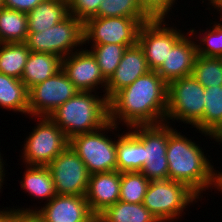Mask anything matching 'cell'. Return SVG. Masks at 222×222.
I'll list each match as a JSON object with an SVG mask.
<instances>
[{
  "instance_id": "cell-1",
  "label": "cell",
  "mask_w": 222,
  "mask_h": 222,
  "mask_svg": "<svg viewBox=\"0 0 222 222\" xmlns=\"http://www.w3.org/2000/svg\"><path fill=\"white\" fill-rule=\"evenodd\" d=\"M168 84L156 71L138 77L109 100V121L130 128L165 122Z\"/></svg>"
},
{
  "instance_id": "cell-2",
  "label": "cell",
  "mask_w": 222,
  "mask_h": 222,
  "mask_svg": "<svg viewBox=\"0 0 222 222\" xmlns=\"http://www.w3.org/2000/svg\"><path fill=\"white\" fill-rule=\"evenodd\" d=\"M178 131L176 129L169 136L167 143L169 179L184 183L202 200L205 198L203 191L205 194L206 190H215L216 167L199 143Z\"/></svg>"
},
{
  "instance_id": "cell-3",
  "label": "cell",
  "mask_w": 222,
  "mask_h": 222,
  "mask_svg": "<svg viewBox=\"0 0 222 222\" xmlns=\"http://www.w3.org/2000/svg\"><path fill=\"white\" fill-rule=\"evenodd\" d=\"M99 93L79 91L49 115L68 139L96 131L109 122V100Z\"/></svg>"
},
{
  "instance_id": "cell-4",
  "label": "cell",
  "mask_w": 222,
  "mask_h": 222,
  "mask_svg": "<svg viewBox=\"0 0 222 222\" xmlns=\"http://www.w3.org/2000/svg\"><path fill=\"white\" fill-rule=\"evenodd\" d=\"M119 130L121 131L119 126L109 121L96 131L78 134L69 139V145L84 162L90 174L117 170L116 138L121 133H116ZM109 131L113 135L109 136Z\"/></svg>"
},
{
  "instance_id": "cell-5",
  "label": "cell",
  "mask_w": 222,
  "mask_h": 222,
  "mask_svg": "<svg viewBox=\"0 0 222 222\" xmlns=\"http://www.w3.org/2000/svg\"><path fill=\"white\" fill-rule=\"evenodd\" d=\"M198 200L200 197L184 183L166 179L150 182L143 205L159 222H176Z\"/></svg>"
},
{
  "instance_id": "cell-6",
  "label": "cell",
  "mask_w": 222,
  "mask_h": 222,
  "mask_svg": "<svg viewBox=\"0 0 222 222\" xmlns=\"http://www.w3.org/2000/svg\"><path fill=\"white\" fill-rule=\"evenodd\" d=\"M29 119L35 122L37 119V123L21 146L22 164L48 166L69 146V139L50 117L29 116Z\"/></svg>"
},
{
  "instance_id": "cell-7",
  "label": "cell",
  "mask_w": 222,
  "mask_h": 222,
  "mask_svg": "<svg viewBox=\"0 0 222 222\" xmlns=\"http://www.w3.org/2000/svg\"><path fill=\"white\" fill-rule=\"evenodd\" d=\"M25 44L31 52L55 54L63 59L83 48L84 22L69 14L53 27L28 33Z\"/></svg>"
},
{
  "instance_id": "cell-8",
  "label": "cell",
  "mask_w": 222,
  "mask_h": 222,
  "mask_svg": "<svg viewBox=\"0 0 222 222\" xmlns=\"http://www.w3.org/2000/svg\"><path fill=\"white\" fill-rule=\"evenodd\" d=\"M205 88L193 77L185 76L168 84L165 122L186 123L194 127L204 115ZM172 120V121H170Z\"/></svg>"
},
{
  "instance_id": "cell-9",
  "label": "cell",
  "mask_w": 222,
  "mask_h": 222,
  "mask_svg": "<svg viewBox=\"0 0 222 222\" xmlns=\"http://www.w3.org/2000/svg\"><path fill=\"white\" fill-rule=\"evenodd\" d=\"M172 126L164 122L129 128L144 143V166L141 173L150 182L169 179L167 143L169 136L177 129Z\"/></svg>"
},
{
  "instance_id": "cell-10",
  "label": "cell",
  "mask_w": 222,
  "mask_h": 222,
  "mask_svg": "<svg viewBox=\"0 0 222 222\" xmlns=\"http://www.w3.org/2000/svg\"><path fill=\"white\" fill-rule=\"evenodd\" d=\"M150 20L151 18L91 17L84 22V45L114 43L134 46L138 42L140 27Z\"/></svg>"
},
{
  "instance_id": "cell-11",
  "label": "cell",
  "mask_w": 222,
  "mask_h": 222,
  "mask_svg": "<svg viewBox=\"0 0 222 222\" xmlns=\"http://www.w3.org/2000/svg\"><path fill=\"white\" fill-rule=\"evenodd\" d=\"M168 23L166 19H151L139 29L137 43L144 52L150 71H157L161 67L169 51L186 34Z\"/></svg>"
},
{
  "instance_id": "cell-12",
  "label": "cell",
  "mask_w": 222,
  "mask_h": 222,
  "mask_svg": "<svg viewBox=\"0 0 222 222\" xmlns=\"http://www.w3.org/2000/svg\"><path fill=\"white\" fill-rule=\"evenodd\" d=\"M79 90L61 69L28 90L29 116H48Z\"/></svg>"
},
{
  "instance_id": "cell-13",
  "label": "cell",
  "mask_w": 222,
  "mask_h": 222,
  "mask_svg": "<svg viewBox=\"0 0 222 222\" xmlns=\"http://www.w3.org/2000/svg\"><path fill=\"white\" fill-rule=\"evenodd\" d=\"M57 195L85 196L90 173L69 145L48 166Z\"/></svg>"
},
{
  "instance_id": "cell-14",
  "label": "cell",
  "mask_w": 222,
  "mask_h": 222,
  "mask_svg": "<svg viewBox=\"0 0 222 222\" xmlns=\"http://www.w3.org/2000/svg\"><path fill=\"white\" fill-rule=\"evenodd\" d=\"M62 70L79 91L96 92L101 89L100 92L105 95L107 80L86 46L64 57Z\"/></svg>"
},
{
  "instance_id": "cell-15",
  "label": "cell",
  "mask_w": 222,
  "mask_h": 222,
  "mask_svg": "<svg viewBox=\"0 0 222 222\" xmlns=\"http://www.w3.org/2000/svg\"><path fill=\"white\" fill-rule=\"evenodd\" d=\"M36 206L14 209L36 211L46 222H89L95 217L85 196L56 195L41 207Z\"/></svg>"
},
{
  "instance_id": "cell-16",
  "label": "cell",
  "mask_w": 222,
  "mask_h": 222,
  "mask_svg": "<svg viewBox=\"0 0 222 222\" xmlns=\"http://www.w3.org/2000/svg\"><path fill=\"white\" fill-rule=\"evenodd\" d=\"M186 30V34L173 46L166 60L156 71L167 84L192 75L197 47L194 36Z\"/></svg>"
},
{
  "instance_id": "cell-17",
  "label": "cell",
  "mask_w": 222,
  "mask_h": 222,
  "mask_svg": "<svg viewBox=\"0 0 222 222\" xmlns=\"http://www.w3.org/2000/svg\"><path fill=\"white\" fill-rule=\"evenodd\" d=\"M120 184L121 172L117 170L90 174L85 197L95 216L119 201Z\"/></svg>"
},
{
  "instance_id": "cell-18",
  "label": "cell",
  "mask_w": 222,
  "mask_h": 222,
  "mask_svg": "<svg viewBox=\"0 0 222 222\" xmlns=\"http://www.w3.org/2000/svg\"><path fill=\"white\" fill-rule=\"evenodd\" d=\"M149 71L144 52L139 44L128 47L114 74L107 81L105 96L110 100L118 91L131 85L138 77Z\"/></svg>"
},
{
  "instance_id": "cell-19",
  "label": "cell",
  "mask_w": 222,
  "mask_h": 222,
  "mask_svg": "<svg viewBox=\"0 0 222 222\" xmlns=\"http://www.w3.org/2000/svg\"><path fill=\"white\" fill-rule=\"evenodd\" d=\"M204 115L192 128L202 136L217 142L216 136L222 131V85L205 88ZM213 139V140H212Z\"/></svg>"
},
{
  "instance_id": "cell-20",
  "label": "cell",
  "mask_w": 222,
  "mask_h": 222,
  "mask_svg": "<svg viewBox=\"0 0 222 222\" xmlns=\"http://www.w3.org/2000/svg\"><path fill=\"white\" fill-rule=\"evenodd\" d=\"M25 171L20 180V185L24 193L38 199L40 203L49 202L57 194L51 172L47 166L24 165Z\"/></svg>"
},
{
  "instance_id": "cell-21",
  "label": "cell",
  "mask_w": 222,
  "mask_h": 222,
  "mask_svg": "<svg viewBox=\"0 0 222 222\" xmlns=\"http://www.w3.org/2000/svg\"><path fill=\"white\" fill-rule=\"evenodd\" d=\"M62 69V58L55 54L30 52L21 81L29 90Z\"/></svg>"
},
{
  "instance_id": "cell-22",
  "label": "cell",
  "mask_w": 222,
  "mask_h": 222,
  "mask_svg": "<svg viewBox=\"0 0 222 222\" xmlns=\"http://www.w3.org/2000/svg\"><path fill=\"white\" fill-rule=\"evenodd\" d=\"M117 138V171L141 172L144 166V143L128 128Z\"/></svg>"
},
{
  "instance_id": "cell-23",
  "label": "cell",
  "mask_w": 222,
  "mask_h": 222,
  "mask_svg": "<svg viewBox=\"0 0 222 222\" xmlns=\"http://www.w3.org/2000/svg\"><path fill=\"white\" fill-rule=\"evenodd\" d=\"M68 15V0H43L27 13L28 33H37L53 27Z\"/></svg>"
},
{
  "instance_id": "cell-24",
  "label": "cell",
  "mask_w": 222,
  "mask_h": 222,
  "mask_svg": "<svg viewBox=\"0 0 222 222\" xmlns=\"http://www.w3.org/2000/svg\"><path fill=\"white\" fill-rule=\"evenodd\" d=\"M0 107L29 116L28 89L20 79L0 73Z\"/></svg>"
},
{
  "instance_id": "cell-25",
  "label": "cell",
  "mask_w": 222,
  "mask_h": 222,
  "mask_svg": "<svg viewBox=\"0 0 222 222\" xmlns=\"http://www.w3.org/2000/svg\"><path fill=\"white\" fill-rule=\"evenodd\" d=\"M27 14L0 6V43H25Z\"/></svg>"
},
{
  "instance_id": "cell-26",
  "label": "cell",
  "mask_w": 222,
  "mask_h": 222,
  "mask_svg": "<svg viewBox=\"0 0 222 222\" xmlns=\"http://www.w3.org/2000/svg\"><path fill=\"white\" fill-rule=\"evenodd\" d=\"M102 222H159L143 203L117 201L98 215Z\"/></svg>"
},
{
  "instance_id": "cell-27",
  "label": "cell",
  "mask_w": 222,
  "mask_h": 222,
  "mask_svg": "<svg viewBox=\"0 0 222 222\" xmlns=\"http://www.w3.org/2000/svg\"><path fill=\"white\" fill-rule=\"evenodd\" d=\"M30 52L25 43H0V73L21 80Z\"/></svg>"
},
{
  "instance_id": "cell-28",
  "label": "cell",
  "mask_w": 222,
  "mask_h": 222,
  "mask_svg": "<svg viewBox=\"0 0 222 222\" xmlns=\"http://www.w3.org/2000/svg\"><path fill=\"white\" fill-rule=\"evenodd\" d=\"M210 23L205 30L199 29L198 32L195 28H191L189 32L195 36L197 55L222 58V20H212Z\"/></svg>"
},
{
  "instance_id": "cell-29",
  "label": "cell",
  "mask_w": 222,
  "mask_h": 222,
  "mask_svg": "<svg viewBox=\"0 0 222 222\" xmlns=\"http://www.w3.org/2000/svg\"><path fill=\"white\" fill-rule=\"evenodd\" d=\"M88 47L91 53L95 56L101 73L108 81L114 74L118 67L124 51L130 47V45H118V44H90Z\"/></svg>"
},
{
  "instance_id": "cell-30",
  "label": "cell",
  "mask_w": 222,
  "mask_h": 222,
  "mask_svg": "<svg viewBox=\"0 0 222 222\" xmlns=\"http://www.w3.org/2000/svg\"><path fill=\"white\" fill-rule=\"evenodd\" d=\"M149 184V179L141 172H121L119 200L125 203H143Z\"/></svg>"
},
{
  "instance_id": "cell-31",
  "label": "cell",
  "mask_w": 222,
  "mask_h": 222,
  "mask_svg": "<svg viewBox=\"0 0 222 222\" xmlns=\"http://www.w3.org/2000/svg\"><path fill=\"white\" fill-rule=\"evenodd\" d=\"M192 75L204 88L222 85V58L197 55Z\"/></svg>"
},
{
  "instance_id": "cell-32",
  "label": "cell",
  "mask_w": 222,
  "mask_h": 222,
  "mask_svg": "<svg viewBox=\"0 0 222 222\" xmlns=\"http://www.w3.org/2000/svg\"><path fill=\"white\" fill-rule=\"evenodd\" d=\"M95 17L150 18L139 0H103Z\"/></svg>"
},
{
  "instance_id": "cell-33",
  "label": "cell",
  "mask_w": 222,
  "mask_h": 222,
  "mask_svg": "<svg viewBox=\"0 0 222 222\" xmlns=\"http://www.w3.org/2000/svg\"><path fill=\"white\" fill-rule=\"evenodd\" d=\"M177 1L178 0H139V4L151 19L170 20L172 18L170 17L173 12L172 9H174Z\"/></svg>"
},
{
  "instance_id": "cell-34",
  "label": "cell",
  "mask_w": 222,
  "mask_h": 222,
  "mask_svg": "<svg viewBox=\"0 0 222 222\" xmlns=\"http://www.w3.org/2000/svg\"><path fill=\"white\" fill-rule=\"evenodd\" d=\"M103 0H68L69 14L85 22L98 14Z\"/></svg>"
},
{
  "instance_id": "cell-35",
  "label": "cell",
  "mask_w": 222,
  "mask_h": 222,
  "mask_svg": "<svg viewBox=\"0 0 222 222\" xmlns=\"http://www.w3.org/2000/svg\"><path fill=\"white\" fill-rule=\"evenodd\" d=\"M43 0H0L1 6L10 8L19 12L29 13Z\"/></svg>"
},
{
  "instance_id": "cell-36",
  "label": "cell",
  "mask_w": 222,
  "mask_h": 222,
  "mask_svg": "<svg viewBox=\"0 0 222 222\" xmlns=\"http://www.w3.org/2000/svg\"><path fill=\"white\" fill-rule=\"evenodd\" d=\"M0 222H20V210L4 207L0 209Z\"/></svg>"
},
{
  "instance_id": "cell-37",
  "label": "cell",
  "mask_w": 222,
  "mask_h": 222,
  "mask_svg": "<svg viewBox=\"0 0 222 222\" xmlns=\"http://www.w3.org/2000/svg\"><path fill=\"white\" fill-rule=\"evenodd\" d=\"M20 222H46L36 211H20Z\"/></svg>"
},
{
  "instance_id": "cell-38",
  "label": "cell",
  "mask_w": 222,
  "mask_h": 222,
  "mask_svg": "<svg viewBox=\"0 0 222 222\" xmlns=\"http://www.w3.org/2000/svg\"><path fill=\"white\" fill-rule=\"evenodd\" d=\"M200 1H202V4L205 3V2L207 3V1H208L207 4H208L209 7H207V10L210 11L211 8H214L213 10H216V12H218V14L220 13L219 17H220V20H222V0H200Z\"/></svg>"
},
{
  "instance_id": "cell-39",
  "label": "cell",
  "mask_w": 222,
  "mask_h": 222,
  "mask_svg": "<svg viewBox=\"0 0 222 222\" xmlns=\"http://www.w3.org/2000/svg\"><path fill=\"white\" fill-rule=\"evenodd\" d=\"M1 155H2V153L0 150V193H2V191H3L1 189H3L2 187L6 181V179L4 177L7 174V173H5L7 170L5 169V166H4V165H6L5 164L6 162H4L5 160H4L3 156H1Z\"/></svg>"
},
{
  "instance_id": "cell-40",
  "label": "cell",
  "mask_w": 222,
  "mask_h": 222,
  "mask_svg": "<svg viewBox=\"0 0 222 222\" xmlns=\"http://www.w3.org/2000/svg\"><path fill=\"white\" fill-rule=\"evenodd\" d=\"M222 170L216 169V174H215V189L222 194Z\"/></svg>"
},
{
  "instance_id": "cell-41",
  "label": "cell",
  "mask_w": 222,
  "mask_h": 222,
  "mask_svg": "<svg viewBox=\"0 0 222 222\" xmlns=\"http://www.w3.org/2000/svg\"><path fill=\"white\" fill-rule=\"evenodd\" d=\"M218 145H221L220 142L222 141V131L216 136Z\"/></svg>"
},
{
  "instance_id": "cell-42",
  "label": "cell",
  "mask_w": 222,
  "mask_h": 222,
  "mask_svg": "<svg viewBox=\"0 0 222 222\" xmlns=\"http://www.w3.org/2000/svg\"><path fill=\"white\" fill-rule=\"evenodd\" d=\"M89 222H102L101 219L98 216H95L92 220Z\"/></svg>"
}]
</instances>
